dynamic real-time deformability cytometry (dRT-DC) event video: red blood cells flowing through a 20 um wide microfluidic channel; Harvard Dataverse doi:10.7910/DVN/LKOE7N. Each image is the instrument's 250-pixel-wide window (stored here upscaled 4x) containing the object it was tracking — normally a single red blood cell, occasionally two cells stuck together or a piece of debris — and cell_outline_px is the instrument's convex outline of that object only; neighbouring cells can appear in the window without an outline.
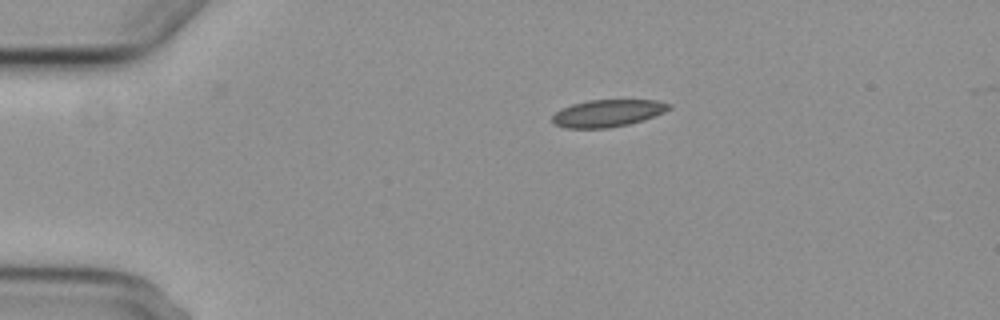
{"species": "common noctule bat (a hibernating species)", "species_latin": "Nyctalus noctula", "temperature_condition": "cold", "stored_images_in_passage": 4, "camera_frame_rate_fps": 3000, "um_per_image_px": 0.085, "animal": {"sex": "female", "body_mass_g": 29.2, "forearm_length_mm": 56.3}, "frame": {"image": 1, "passage_image": 1, "time_ms": 0.0, "image_size_px": [1000, 320], "cell_outline_px": [[672, 108], [664, 112], [644, 120], [628, 124], [608, 128], [564, 128], [552, 124], [552, 116], [560, 108], [572, 104], [588, 100], [656, 100], [672, 104]], "centroid_in_image_um": [51.63, 9.62], "position_along_channel_um": 33.4, "area_um2": 18.67}}
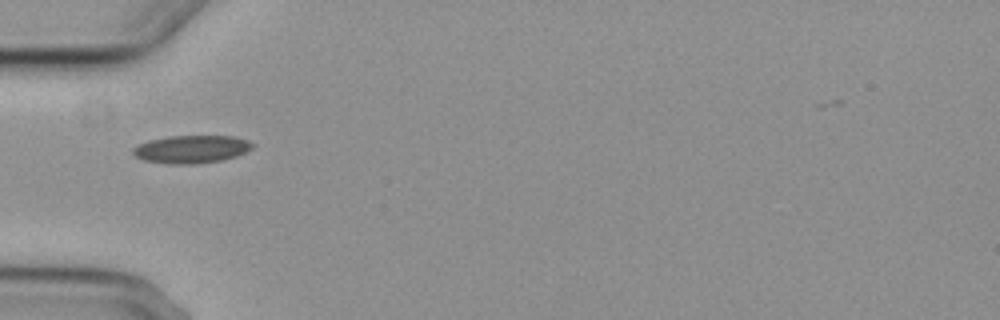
{"frame": {"image": 2, "passage_image": 3, "time_ms": 2.333, "image_size_px": [1000, 320], "cell_outline_px": [[256, 144], [252, 148], [236, 156], [220, 160], [196, 164], [168, 164], [144, 160], [132, 156], [132, 148], [148, 140], [168, 136], [236, 136], [248, 140]], "centroid_in_image_um": [16.25, 12.68], "position_along_channel_um": 68.7, "area_um2": 19.54}}
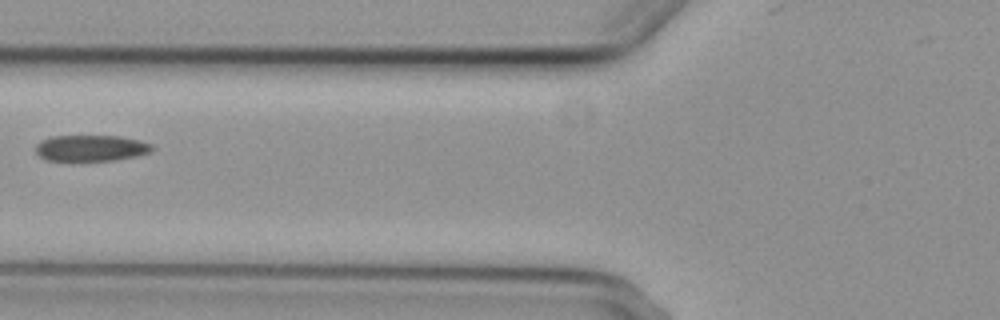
{"frame": {"image": 3, "passage_image": 4, "time_ms": 3.667, "image_size_px": [1000, 320], "cell_outline_px": [[152, 152], [136, 156], [112, 160], [44, 160], [36, 152], [36, 144], [40, 140], [52, 136], [120, 136], [152, 144]], "centroid_in_image_um": [7.7, 12.58], "position_along_channel_um": 118.1, "area_um2": 17.57}}